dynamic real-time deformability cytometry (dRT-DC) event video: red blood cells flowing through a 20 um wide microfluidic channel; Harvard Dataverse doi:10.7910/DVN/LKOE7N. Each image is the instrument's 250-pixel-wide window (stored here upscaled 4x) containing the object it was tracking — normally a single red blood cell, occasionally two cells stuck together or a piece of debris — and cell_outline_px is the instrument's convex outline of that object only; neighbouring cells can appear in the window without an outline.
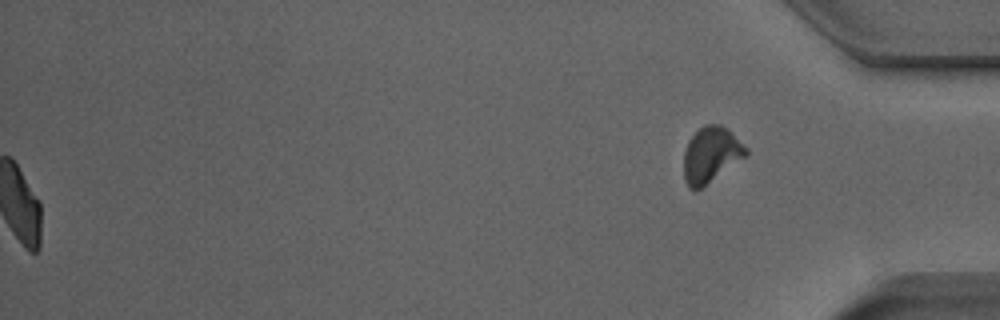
{"species": "Egyptian fruit bat (a non-hibernating species)", "species_latin": "Rousettus aegyptiacus", "temperature_condition": "room temperature", "stored_images_in_passage": 52, "segment_of_instrument_passage": [2, 2], "camera_frame_rate_fps": 3000, "um_per_image_px": 0.085, "animal": {"sex": "male"}, "frame": {"image": 1, "passage_image": 52, "time_ms": 17.0, "image_size_px": [1000, 320], "cell_outline_px": [[748, 156], [696, 192], [688, 188], [684, 180], [684, 152], [688, 140], [704, 124], [720, 124], [728, 128], [748, 148]], "centroid_in_image_um": [60.45, 13.17], "position_along_channel_um": 374.7, "area_um2": 20.63}}